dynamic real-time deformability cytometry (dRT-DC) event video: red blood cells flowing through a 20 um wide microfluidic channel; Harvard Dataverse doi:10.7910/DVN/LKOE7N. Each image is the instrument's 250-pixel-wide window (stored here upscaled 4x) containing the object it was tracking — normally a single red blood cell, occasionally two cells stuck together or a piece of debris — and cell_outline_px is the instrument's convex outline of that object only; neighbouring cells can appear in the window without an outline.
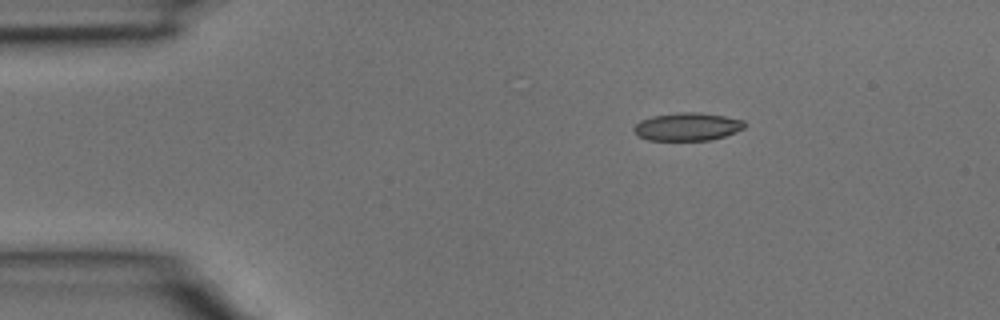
{"species": "common noctule bat (a hibernating species)", "species_latin": "Nyctalus noctula", "temperature_condition": "room temperature", "stored_images_in_passage": 35, "camera_frame_rate_fps": 3000, "um_per_image_px": 0.085, "animal": {"sex": "male", "body_mass_g": 15.6}, "frame": {"image": 1, "passage_image": 1, "time_ms": 0.0, "image_size_px": [1000, 320], "cell_outline_px": [[748, 124], [744, 128], [736, 132], [724, 136], [708, 140], [648, 140], [640, 136], [636, 132], [636, 124], [640, 120], [652, 116], [680, 112], [692, 112], [724, 116], [744, 120]], "centroid_in_image_um": [58.48, 10.76], "position_along_channel_um": 26.5, "area_um2": 17.8}}
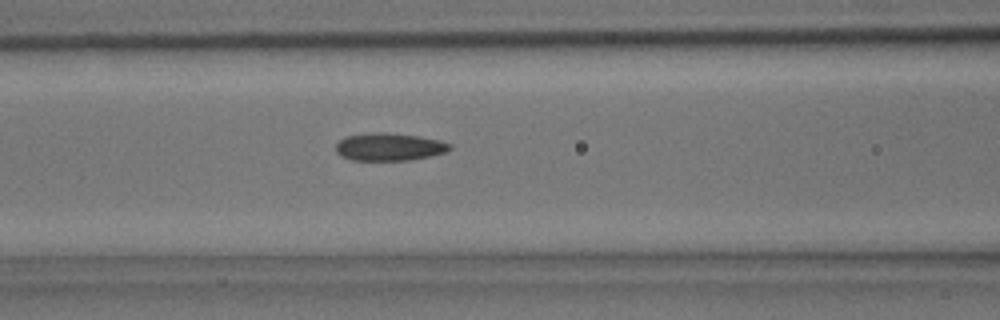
{"frame": {"image": 2, "passage_image": 11, "time_ms": 3.333, "image_size_px": [1000, 320], "cell_outline_px": [[452, 148], [448, 152], [412, 160], [352, 160], [340, 156], [336, 152], [336, 144], [344, 136], [384, 132], [388, 132], [416, 136], [440, 140], [452, 144]], "centroid_in_image_um": [33.11, 12.49], "position_along_channel_um": 133.5, "area_um2": 18.44}}
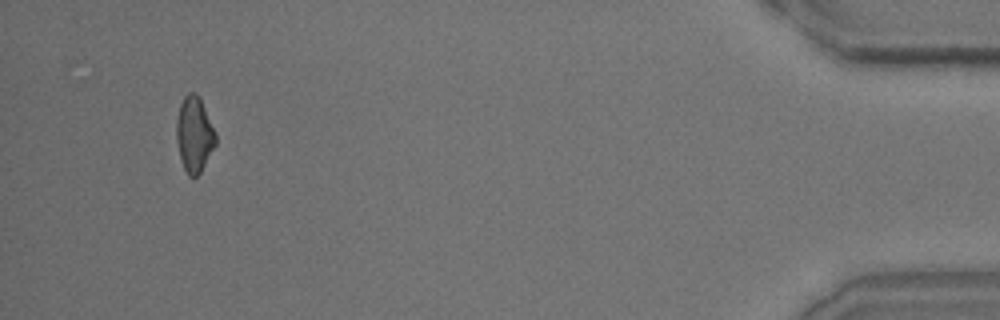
{"frame": {"image": 3, "passage_image": 33, "time_ms": 10.667, "image_size_px": [1000, 320], "cell_outline_px": [[216, 144], [200, 172], [196, 176], [188, 176], [180, 160], [176, 140], [176, 120], [180, 104], [184, 96], [188, 92], [196, 92], [200, 96], [216, 132]], "centroid_in_image_um": [16.51, 11.38], "position_along_channel_um": 418.7, "area_um2": 17.46}}